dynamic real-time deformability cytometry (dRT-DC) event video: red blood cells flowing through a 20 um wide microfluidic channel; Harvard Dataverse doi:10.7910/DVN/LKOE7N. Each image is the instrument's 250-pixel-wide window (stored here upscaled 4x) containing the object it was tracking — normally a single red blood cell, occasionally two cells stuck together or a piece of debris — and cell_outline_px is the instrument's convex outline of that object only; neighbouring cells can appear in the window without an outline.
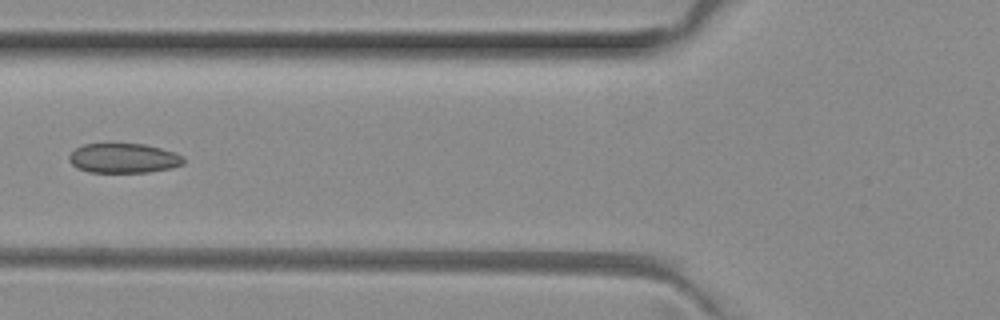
{"species": "common noctule bat (a hibernating species)", "species_latin": "Nyctalus noctula", "temperature_condition": "room temperature", "stored_images_in_passage": 5, "camera_frame_rate_fps": 3000, "um_per_image_px": 0.085, "animal": {"sex": "female", "body_mass_g": 29.2, "forearm_length_mm": 56.3}, "frame": {"image": 1, "passage_image": 5, "time_ms": 1.333, "image_size_px": [1000, 320], "cell_outline_px": [[184, 164], [172, 168], [148, 172], [88, 172], [76, 168], [68, 160], [68, 156], [76, 148], [84, 144], [144, 144], [176, 152], [184, 156]], "centroid_in_image_um": [10.52, 13.45], "position_along_channel_um": 115.3, "area_um2": 19.88}}